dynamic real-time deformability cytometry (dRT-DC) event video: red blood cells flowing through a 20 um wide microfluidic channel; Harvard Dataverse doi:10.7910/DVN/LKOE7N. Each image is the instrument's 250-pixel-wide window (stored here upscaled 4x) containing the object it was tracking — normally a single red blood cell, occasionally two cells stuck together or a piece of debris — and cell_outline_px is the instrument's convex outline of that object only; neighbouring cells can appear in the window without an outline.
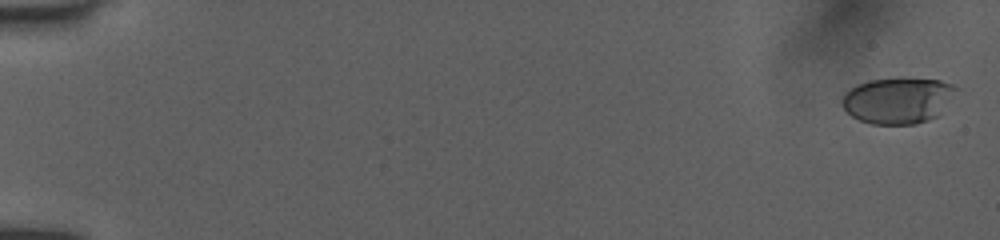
{"species": "human", "species_latin": "Homo sapiens", "temperature_condition": "room temperature", "stored_images_in_passage": 51, "camera_frame_rate_fps": 3000, "um_per_image_px": 0.085, "donor": {"sex": "female"}, "frame": {"image": 1, "passage_image": 2, "time_ms": 0.333, "image_size_px": [1000, 240], "cell_outline_px": [[956, 88], [940, 116], [916, 124], [872, 124], [860, 120], [852, 116], [844, 108], [840, 100], [844, 92], [860, 84], [872, 80], [940, 80], [952, 84]], "centroid_in_image_um": [76.3, 8.58], "position_along_channel_um": 8.7, "area_um2": 29.94}}
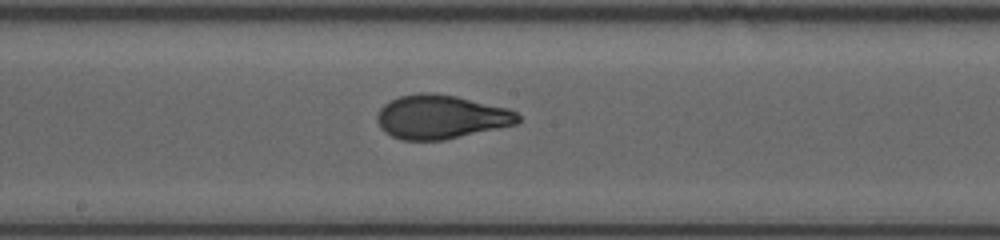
{"frame": {"image": 2, "passage_image": 30, "time_ms": 10.0, "image_size_px": [1000, 240], "cell_outline_px": [[520, 120], [516, 124], [444, 140], [404, 140], [392, 136], [384, 132], [380, 128], [376, 120], [376, 116], [380, 108], [384, 104], [400, 96], [420, 92], [436, 92], [456, 96], [508, 108], [516, 112], [520, 116]], "centroid_in_image_um": [37.46, 9.93], "position_along_channel_um": 210.7, "area_um2": 36.07}}
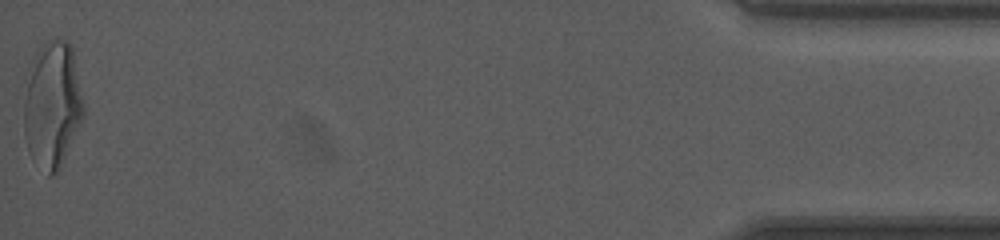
{"frame": {"image": 3, "passage_image": 51, "time_ms": 17.667, "image_size_px": [1000, 240], "cell_outline_px": [[84, 116], [60, 168], [56, 176], [48, 176], [28, 152], [24, 136], [24, 100], [28, 68], [36, 52], [44, 44], [52, 40], [64, 40], [72, 44], [84, 104]], "centroid_in_image_um": [4.45, 8.92], "position_along_channel_um": 430.8, "area_um2": 44.22}, "authors_computed_cell_mechanics": {"area_um2": 35.547, "velocity_mm_per_s": 3.9966, "shape_relaxation_time_tau1_ms": 8.2105, "shape_relaxation_time_tau2_ms": null, "deformation_change_tau1": 0.2577, "deformation_change_tau2": null}}